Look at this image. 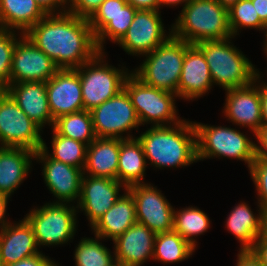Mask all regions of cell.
Instances as JSON below:
<instances>
[{
	"label": "cell",
	"instance_id": "obj_9",
	"mask_svg": "<svg viewBox=\"0 0 267 266\" xmlns=\"http://www.w3.org/2000/svg\"><path fill=\"white\" fill-rule=\"evenodd\" d=\"M71 205L53 201L26 214L39 248L66 244L74 239L78 211L74 204Z\"/></svg>",
	"mask_w": 267,
	"mask_h": 266
},
{
	"label": "cell",
	"instance_id": "obj_25",
	"mask_svg": "<svg viewBox=\"0 0 267 266\" xmlns=\"http://www.w3.org/2000/svg\"><path fill=\"white\" fill-rule=\"evenodd\" d=\"M123 140L96 137L87 147L84 174L117 180L120 144Z\"/></svg>",
	"mask_w": 267,
	"mask_h": 266
},
{
	"label": "cell",
	"instance_id": "obj_29",
	"mask_svg": "<svg viewBox=\"0 0 267 266\" xmlns=\"http://www.w3.org/2000/svg\"><path fill=\"white\" fill-rule=\"evenodd\" d=\"M147 165L139 140L137 138L124 139L120 144L117 180L126 188L142 184Z\"/></svg>",
	"mask_w": 267,
	"mask_h": 266
},
{
	"label": "cell",
	"instance_id": "obj_16",
	"mask_svg": "<svg viewBox=\"0 0 267 266\" xmlns=\"http://www.w3.org/2000/svg\"><path fill=\"white\" fill-rule=\"evenodd\" d=\"M247 86L226 90L223 113L233 124L249 128L253 135L262 127L260 76ZM258 82V83H256Z\"/></svg>",
	"mask_w": 267,
	"mask_h": 266
},
{
	"label": "cell",
	"instance_id": "obj_52",
	"mask_svg": "<svg viewBox=\"0 0 267 266\" xmlns=\"http://www.w3.org/2000/svg\"><path fill=\"white\" fill-rule=\"evenodd\" d=\"M109 266H127L123 262L114 260Z\"/></svg>",
	"mask_w": 267,
	"mask_h": 266
},
{
	"label": "cell",
	"instance_id": "obj_14",
	"mask_svg": "<svg viewBox=\"0 0 267 266\" xmlns=\"http://www.w3.org/2000/svg\"><path fill=\"white\" fill-rule=\"evenodd\" d=\"M12 57L10 84L19 82H47L59 68L25 35H20Z\"/></svg>",
	"mask_w": 267,
	"mask_h": 266
},
{
	"label": "cell",
	"instance_id": "obj_43",
	"mask_svg": "<svg viewBox=\"0 0 267 266\" xmlns=\"http://www.w3.org/2000/svg\"><path fill=\"white\" fill-rule=\"evenodd\" d=\"M235 266H263L251 250L239 251Z\"/></svg>",
	"mask_w": 267,
	"mask_h": 266
},
{
	"label": "cell",
	"instance_id": "obj_28",
	"mask_svg": "<svg viewBox=\"0 0 267 266\" xmlns=\"http://www.w3.org/2000/svg\"><path fill=\"white\" fill-rule=\"evenodd\" d=\"M136 12V8L127 4L115 15H92L88 19L100 52L105 50L103 44H105L106 38L115 44L123 38L133 22Z\"/></svg>",
	"mask_w": 267,
	"mask_h": 266
},
{
	"label": "cell",
	"instance_id": "obj_41",
	"mask_svg": "<svg viewBox=\"0 0 267 266\" xmlns=\"http://www.w3.org/2000/svg\"><path fill=\"white\" fill-rule=\"evenodd\" d=\"M127 4L126 0H105L93 15H115Z\"/></svg>",
	"mask_w": 267,
	"mask_h": 266
},
{
	"label": "cell",
	"instance_id": "obj_55",
	"mask_svg": "<svg viewBox=\"0 0 267 266\" xmlns=\"http://www.w3.org/2000/svg\"><path fill=\"white\" fill-rule=\"evenodd\" d=\"M0 266H5L4 263H3V261H2L1 256H0Z\"/></svg>",
	"mask_w": 267,
	"mask_h": 266
},
{
	"label": "cell",
	"instance_id": "obj_31",
	"mask_svg": "<svg viewBox=\"0 0 267 266\" xmlns=\"http://www.w3.org/2000/svg\"><path fill=\"white\" fill-rule=\"evenodd\" d=\"M52 130V153H49L45 141H43L41 149L45 151L50 158L56 161L84 170L88 145L81 141L59 135L53 128Z\"/></svg>",
	"mask_w": 267,
	"mask_h": 266
},
{
	"label": "cell",
	"instance_id": "obj_10",
	"mask_svg": "<svg viewBox=\"0 0 267 266\" xmlns=\"http://www.w3.org/2000/svg\"><path fill=\"white\" fill-rule=\"evenodd\" d=\"M96 137L132 139L130 130L141 126L131 99L125 89L91 111ZM128 131V132H127ZM127 133V136H122Z\"/></svg>",
	"mask_w": 267,
	"mask_h": 266
},
{
	"label": "cell",
	"instance_id": "obj_33",
	"mask_svg": "<svg viewBox=\"0 0 267 266\" xmlns=\"http://www.w3.org/2000/svg\"><path fill=\"white\" fill-rule=\"evenodd\" d=\"M210 227V219L205 212L197 207L189 206L174 210L173 230L179 233L195 249L197 242L193 236L202 235Z\"/></svg>",
	"mask_w": 267,
	"mask_h": 266
},
{
	"label": "cell",
	"instance_id": "obj_50",
	"mask_svg": "<svg viewBox=\"0 0 267 266\" xmlns=\"http://www.w3.org/2000/svg\"><path fill=\"white\" fill-rule=\"evenodd\" d=\"M220 5L225 7L226 9H230L233 5H235L239 0H216Z\"/></svg>",
	"mask_w": 267,
	"mask_h": 266
},
{
	"label": "cell",
	"instance_id": "obj_24",
	"mask_svg": "<svg viewBox=\"0 0 267 266\" xmlns=\"http://www.w3.org/2000/svg\"><path fill=\"white\" fill-rule=\"evenodd\" d=\"M137 222L136 206L132 194L126 189L115 204L91 227L94 235L114 241Z\"/></svg>",
	"mask_w": 267,
	"mask_h": 266
},
{
	"label": "cell",
	"instance_id": "obj_35",
	"mask_svg": "<svg viewBox=\"0 0 267 266\" xmlns=\"http://www.w3.org/2000/svg\"><path fill=\"white\" fill-rule=\"evenodd\" d=\"M229 27L233 37L239 35V29L251 28L265 31L267 36V26L260 20L256 13L255 6L251 0H239L235 5L228 9Z\"/></svg>",
	"mask_w": 267,
	"mask_h": 266
},
{
	"label": "cell",
	"instance_id": "obj_1",
	"mask_svg": "<svg viewBox=\"0 0 267 266\" xmlns=\"http://www.w3.org/2000/svg\"><path fill=\"white\" fill-rule=\"evenodd\" d=\"M59 69H76L100 51L88 19L69 12L47 14L24 34Z\"/></svg>",
	"mask_w": 267,
	"mask_h": 266
},
{
	"label": "cell",
	"instance_id": "obj_18",
	"mask_svg": "<svg viewBox=\"0 0 267 266\" xmlns=\"http://www.w3.org/2000/svg\"><path fill=\"white\" fill-rule=\"evenodd\" d=\"M46 91L53 121L84 110L80 78L75 69H59L46 82Z\"/></svg>",
	"mask_w": 267,
	"mask_h": 266
},
{
	"label": "cell",
	"instance_id": "obj_44",
	"mask_svg": "<svg viewBox=\"0 0 267 266\" xmlns=\"http://www.w3.org/2000/svg\"><path fill=\"white\" fill-rule=\"evenodd\" d=\"M263 266H267V241L261 236L251 249Z\"/></svg>",
	"mask_w": 267,
	"mask_h": 266
},
{
	"label": "cell",
	"instance_id": "obj_53",
	"mask_svg": "<svg viewBox=\"0 0 267 266\" xmlns=\"http://www.w3.org/2000/svg\"><path fill=\"white\" fill-rule=\"evenodd\" d=\"M264 49V53H266L265 55H266V57H267V36L265 37V41H264V47H263ZM267 72V71H266Z\"/></svg>",
	"mask_w": 267,
	"mask_h": 266
},
{
	"label": "cell",
	"instance_id": "obj_48",
	"mask_svg": "<svg viewBox=\"0 0 267 266\" xmlns=\"http://www.w3.org/2000/svg\"><path fill=\"white\" fill-rule=\"evenodd\" d=\"M8 200H9L8 197L0 195V230L4 229L6 226H8L11 223L5 217L7 204L9 202Z\"/></svg>",
	"mask_w": 267,
	"mask_h": 266
},
{
	"label": "cell",
	"instance_id": "obj_32",
	"mask_svg": "<svg viewBox=\"0 0 267 266\" xmlns=\"http://www.w3.org/2000/svg\"><path fill=\"white\" fill-rule=\"evenodd\" d=\"M53 128L59 135L81 141L87 145L96 139L90 111L82 110L54 120Z\"/></svg>",
	"mask_w": 267,
	"mask_h": 266
},
{
	"label": "cell",
	"instance_id": "obj_17",
	"mask_svg": "<svg viewBox=\"0 0 267 266\" xmlns=\"http://www.w3.org/2000/svg\"><path fill=\"white\" fill-rule=\"evenodd\" d=\"M121 187H126L118 180L106 177L83 175L77 210L84 212L92 227L97 220L107 212L121 196Z\"/></svg>",
	"mask_w": 267,
	"mask_h": 266
},
{
	"label": "cell",
	"instance_id": "obj_20",
	"mask_svg": "<svg viewBox=\"0 0 267 266\" xmlns=\"http://www.w3.org/2000/svg\"><path fill=\"white\" fill-rule=\"evenodd\" d=\"M155 236L147 226L136 222L113 241L115 260L127 266L143 265L153 259Z\"/></svg>",
	"mask_w": 267,
	"mask_h": 266
},
{
	"label": "cell",
	"instance_id": "obj_46",
	"mask_svg": "<svg viewBox=\"0 0 267 266\" xmlns=\"http://www.w3.org/2000/svg\"><path fill=\"white\" fill-rule=\"evenodd\" d=\"M265 83H260L262 127H267V82Z\"/></svg>",
	"mask_w": 267,
	"mask_h": 266
},
{
	"label": "cell",
	"instance_id": "obj_13",
	"mask_svg": "<svg viewBox=\"0 0 267 266\" xmlns=\"http://www.w3.org/2000/svg\"><path fill=\"white\" fill-rule=\"evenodd\" d=\"M160 13L155 10H137L126 34L117 44L128 55L138 57L164 44L172 36V29H169V35L165 34Z\"/></svg>",
	"mask_w": 267,
	"mask_h": 266
},
{
	"label": "cell",
	"instance_id": "obj_40",
	"mask_svg": "<svg viewBox=\"0 0 267 266\" xmlns=\"http://www.w3.org/2000/svg\"><path fill=\"white\" fill-rule=\"evenodd\" d=\"M59 264L43 253H39L35 256L24 258L16 263L7 266H58Z\"/></svg>",
	"mask_w": 267,
	"mask_h": 266
},
{
	"label": "cell",
	"instance_id": "obj_12",
	"mask_svg": "<svg viewBox=\"0 0 267 266\" xmlns=\"http://www.w3.org/2000/svg\"><path fill=\"white\" fill-rule=\"evenodd\" d=\"M126 189L134 198L138 223L147 226L155 234L173 230L175 207L157 187L142 183Z\"/></svg>",
	"mask_w": 267,
	"mask_h": 266
},
{
	"label": "cell",
	"instance_id": "obj_34",
	"mask_svg": "<svg viewBox=\"0 0 267 266\" xmlns=\"http://www.w3.org/2000/svg\"><path fill=\"white\" fill-rule=\"evenodd\" d=\"M82 238L75 248V266H109L114 260L110 249L100 242L99 236Z\"/></svg>",
	"mask_w": 267,
	"mask_h": 266
},
{
	"label": "cell",
	"instance_id": "obj_26",
	"mask_svg": "<svg viewBox=\"0 0 267 266\" xmlns=\"http://www.w3.org/2000/svg\"><path fill=\"white\" fill-rule=\"evenodd\" d=\"M259 214L255 215L245 202L237 204L227 215L226 229L240 242L241 251L251 250L262 236L265 211L258 203Z\"/></svg>",
	"mask_w": 267,
	"mask_h": 266
},
{
	"label": "cell",
	"instance_id": "obj_7",
	"mask_svg": "<svg viewBox=\"0 0 267 266\" xmlns=\"http://www.w3.org/2000/svg\"><path fill=\"white\" fill-rule=\"evenodd\" d=\"M104 56L105 52H99L92 60L75 69L80 78L84 110L91 111L118 94L132 72H128L126 67L118 69L109 65Z\"/></svg>",
	"mask_w": 267,
	"mask_h": 266
},
{
	"label": "cell",
	"instance_id": "obj_30",
	"mask_svg": "<svg viewBox=\"0 0 267 266\" xmlns=\"http://www.w3.org/2000/svg\"><path fill=\"white\" fill-rule=\"evenodd\" d=\"M195 248L174 230L158 233L154 240L153 260L165 264L176 263L191 257Z\"/></svg>",
	"mask_w": 267,
	"mask_h": 266
},
{
	"label": "cell",
	"instance_id": "obj_54",
	"mask_svg": "<svg viewBox=\"0 0 267 266\" xmlns=\"http://www.w3.org/2000/svg\"><path fill=\"white\" fill-rule=\"evenodd\" d=\"M5 91V87L0 83V95Z\"/></svg>",
	"mask_w": 267,
	"mask_h": 266
},
{
	"label": "cell",
	"instance_id": "obj_23",
	"mask_svg": "<svg viewBox=\"0 0 267 266\" xmlns=\"http://www.w3.org/2000/svg\"><path fill=\"white\" fill-rule=\"evenodd\" d=\"M35 152L22 147H0V195L10 196L28 176Z\"/></svg>",
	"mask_w": 267,
	"mask_h": 266
},
{
	"label": "cell",
	"instance_id": "obj_8",
	"mask_svg": "<svg viewBox=\"0 0 267 266\" xmlns=\"http://www.w3.org/2000/svg\"><path fill=\"white\" fill-rule=\"evenodd\" d=\"M124 89L131 99L141 125L150 123L151 126H169L183 120L177 116V94L148 86L132 72L125 80Z\"/></svg>",
	"mask_w": 267,
	"mask_h": 266
},
{
	"label": "cell",
	"instance_id": "obj_49",
	"mask_svg": "<svg viewBox=\"0 0 267 266\" xmlns=\"http://www.w3.org/2000/svg\"><path fill=\"white\" fill-rule=\"evenodd\" d=\"M190 0H159L160 3V9L161 7H163V5H167L168 7H173L176 5H180L182 4V6L184 7Z\"/></svg>",
	"mask_w": 267,
	"mask_h": 266
},
{
	"label": "cell",
	"instance_id": "obj_4",
	"mask_svg": "<svg viewBox=\"0 0 267 266\" xmlns=\"http://www.w3.org/2000/svg\"><path fill=\"white\" fill-rule=\"evenodd\" d=\"M232 38L235 37L195 44L205 56L213 84L225 91L250 85L260 73L243 52L232 44Z\"/></svg>",
	"mask_w": 267,
	"mask_h": 266
},
{
	"label": "cell",
	"instance_id": "obj_21",
	"mask_svg": "<svg viewBox=\"0 0 267 266\" xmlns=\"http://www.w3.org/2000/svg\"><path fill=\"white\" fill-rule=\"evenodd\" d=\"M5 91L13 98L22 111L41 129L54 121L49 109L46 82H19L9 84Z\"/></svg>",
	"mask_w": 267,
	"mask_h": 266
},
{
	"label": "cell",
	"instance_id": "obj_36",
	"mask_svg": "<svg viewBox=\"0 0 267 266\" xmlns=\"http://www.w3.org/2000/svg\"><path fill=\"white\" fill-rule=\"evenodd\" d=\"M16 31L0 29V83L6 88L10 84L13 52L19 40Z\"/></svg>",
	"mask_w": 267,
	"mask_h": 266
},
{
	"label": "cell",
	"instance_id": "obj_47",
	"mask_svg": "<svg viewBox=\"0 0 267 266\" xmlns=\"http://www.w3.org/2000/svg\"><path fill=\"white\" fill-rule=\"evenodd\" d=\"M260 20L267 26V0H251Z\"/></svg>",
	"mask_w": 267,
	"mask_h": 266
},
{
	"label": "cell",
	"instance_id": "obj_37",
	"mask_svg": "<svg viewBox=\"0 0 267 266\" xmlns=\"http://www.w3.org/2000/svg\"><path fill=\"white\" fill-rule=\"evenodd\" d=\"M257 191V203L267 212V160L256 158L249 168Z\"/></svg>",
	"mask_w": 267,
	"mask_h": 266
},
{
	"label": "cell",
	"instance_id": "obj_2",
	"mask_svg": "<svg viewBox=\"0 0 267 266\" xmlns=\"http://www.w3.org/2000/svg\"><path fill=\"white\" fill-rule=\"evenodd\" d=\"M136 137L142 145L146 162L154 168L185 167L197 162L196 130L193 121L169 126H150ZM148 159V160H147Z\"/></svg>",
	"mask_w": 267,
	"mask_h": 266
},
{
	"label": "cell",
	"instance_id": "obj_51",
	"mask_svg": "<svg viewBox=\"0 0 267 266\" xmlns=\"http://www.w3.org/2000/svg\"><path fill=\"white\" fill-rule=\"evenodd\" d=\"M262 237L267 241V212L264 216Z\"/></svg>",
	"mask_w": 267,
	"mask_h": 266
},
{
	"label": "cell",
	"instance_id": "obj_6",
	"mask_svg": "<svg viewBox=\"0 0 267 266\" xmlns=\"http://www.w3.org/2000/svg\"><path fill=\"white\" fill-rule=\"evenodd\" d=\"M196 130L197 161L227 157L244 161L248 169L255 157V143L240 130L194 122Z\"/></svg>",
	"mask_w": 267,
	"mask_h": 266
},
{
	"label": "cell",
	"instance_id": "obj_11",
	"mask_svg": "<svg viewBox=\"0 0 267 266\" xmlns=\"http://www.w3.org/2000/svg\"><path fill=\"white\" fill-rule=\"evenodd\" d=\"M42 129L4 91L0 95V147H22L37 152L43 145Z\"/></svg>",
	"mask_w": 267,
	"mask_h": 266
},
{
	"label": "cell",
	"instance_id": "obj_27",
	"mask_svg": "<svg viewBox=\"0 0 267 266\" xmlns=\"http://www.w3.org/2000/svg\"><path fill=\"white\" fill-rule=\"evenodd\" d=\"M46 15L35 0H0V29L25 34Z\"/></svg>",
	"mask_w": 267,
	"mask_h": 266
},
{
	"label": "cell",
	"instance_id": "obj_15",
	"mask_svg": "<svg viewBox=\"0 0 267 266\" xmlns=\"http://www.w3.org/2000/svg\"><path fill=\"white\" fill-rule=\"evenodd\" d=\"M34 160L43 163L42 174L48 190L56 197V203L78 202L84 172L63 162L50 158L41 148L35 152Z\"/></svg>",
	"mask_w": 267,
	"mask_h": 266
},
{
	"label": "cell",
	"instance_id": "obj_39",
	"mask_svg": "<svg viewBox=\"0 0 267 266\" xmlns=\"http://www.w3.org/2000/svg\"><path fill=\"white\" fill-rule=\"evenodd\" d=\"M35 1L46 14H61L68 12L69 0H35Z\"/></svg>",
	"mask_w": 267,
	"mask_h": 266
},
{
	"label": "cell",
	"instance_id": "obj_38",
	"mask_svg": "<svg viewBox=\"0 0 267 266\" xmlns=\"http://www.w3.org/2000/svg\"><path fill=\"white\" fill-rule=\"evenodd\" d=\"M105 0H69L68 12L89 19Z\"/></svg>",
	"mask_w": 267,
	"mask_h": 266
},
{
	"label": "cell",
	"instance_id": "obj_45",
	"mask_svg": "<svg viewBox=\"0 0 267 266\" xmlns=\"http://www.w3.org/2000/svg\"><path fill=\"white\" fill-rule=\"evenodd\" d=\"M128 4L132 5L137 10H155L160 11L159 0H126Z\"/></svg>",
	"mask_w": 267,
	"mask_h": 266
},
{
	"label": "cell",
	"instance_id": "obj_22",
	"mask_svg": "<svg viewBox=\"0 0 267 266\" xmlns=\"http://www.w3.org/2000/svg\"><path fill=\"white\" fill-rule=\"evenodd\" d=\"M41 252L33 228L25 217L0 230V256L5 266Z\"/></svg>",
	"mask_w": 267,
	"mask_h": 266
},
{
	"label": "cell",
	"instance_id": "obj_5",
	"mask_svg": "<svg viewBox=\"0 0 267 266\" xmlns=\"http://www.w3.org/2000/svg\"><path fill=\"white\" fill-rule=\"evenodd\" d=\"M190 45L184 40L171 36L164 44L144 55L146 58L142 65L132 73L144 84L178 96L185 51Z\"/></svg>",
	"mask_w": 267,
	"mask_h": 266
},
{
	"label": "cell",
	"instance_id": "obj_19",
	"mask_svg": "<svg viewBox=\"0 0 267 266\" xmlns=\"http://www.w3.org/2000/svg\"><path fill=\"white\" fill-rule=\"evenodd\" d=\"M213 85L203 52L195 44H191L185 51L178 84V97L193 101L208 93Z\"/></svg>",
	"mask_w": 267,
	"mask_h": 266
},
{
	"label": "cell",
	"instance_id": "obj_3",
	"mask_svg": "<svg viewBox=\"0 0 267 266\" xmlns=\"http://www.w3.org/2000/svg\"><path fill=\"white\" fill-rule=\"evenodd\" d=\"M175 20L172 36L189 44L233 37L228 9L216 0H190Z\"/></svg>",
	"mask_w": 267,
	"mask_h": 266
},
{
	"label": "cell",
	"instance_id": "obj_42",
	"mask_svg": "<svg viewBox=\"0 0 267 266\" xmlns=\"http://www.w3.org/2000/svg\"><path fill=\"white\" fill-rule=\"evenodd\" d=\"M254 137H256L258 141L255 143V157L267 160V127H261L255 133Z\"/></svg>",
	"mask_w": 267,
	"mask_h": 266
}]
</instances>
